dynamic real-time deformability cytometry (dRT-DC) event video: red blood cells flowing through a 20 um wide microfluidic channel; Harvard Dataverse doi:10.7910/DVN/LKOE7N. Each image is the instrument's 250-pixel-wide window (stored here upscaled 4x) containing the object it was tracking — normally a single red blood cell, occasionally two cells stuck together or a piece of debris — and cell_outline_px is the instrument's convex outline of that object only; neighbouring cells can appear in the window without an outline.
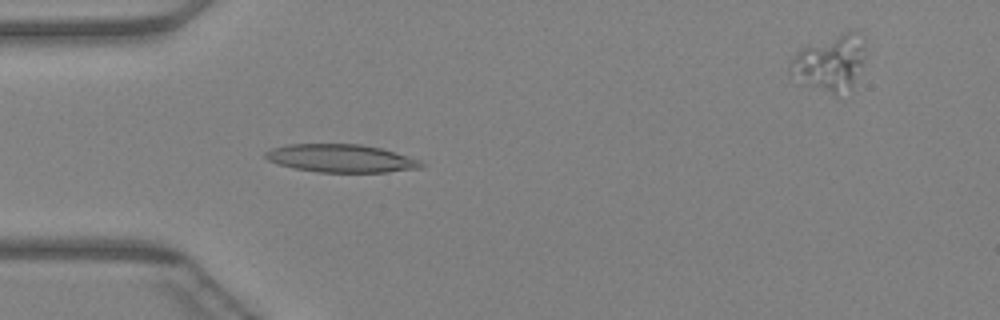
{"species": "Egyptian fruit bat (a non-hibernating species)", "species_latin": "Rousettus aegyptiacus", "temperature_condition": "warm", "stored_images_in_passage": 40, "camera_frame_rate_fps": 3000, "um_per_image_px": 0.085, "animal": {"sex": "female"}, "frame": {"image": 1, "passage_image": 7, "time_ms": 2.0, "image_size_px": [1000, 320], "cell_outline_px": [[424, 168], [388, 172], [316, 172], [296, 168], [280, 164], [268, 160], [264, 156], [264, 152], [272, 148], [288, 144], [360, 144], [380, 148], [420, 160], [424, 164]], "centroid_in_image_um": [29.0, 13.46], "position_along_channel_um": 56.0, "area_um2": 25.32}}
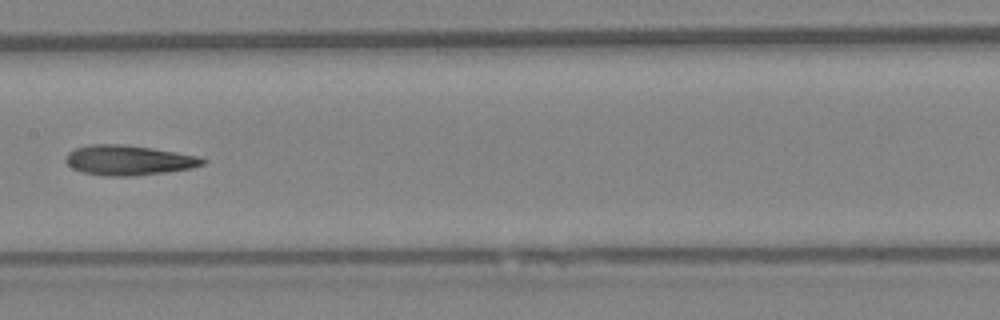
{"frame": {"image": 2, "passage_image": 17, "time_ms": 5.333, "image_size_px": [1000, 320], "cell_outline_px": [[208, 160], [204, 164], [192, 168], [168, 172], [132, 176], [104, 176], [84, 172], [72, 168], [64, 160], [68, 152], [76, 148], [92, 144], [120, 144], [152, 148], [176, 152], [196, 156]], "centroid_in_image_um": [10.93, 13.62], "position_along_channel_um": 196.5, "area_um2": 23.87}}
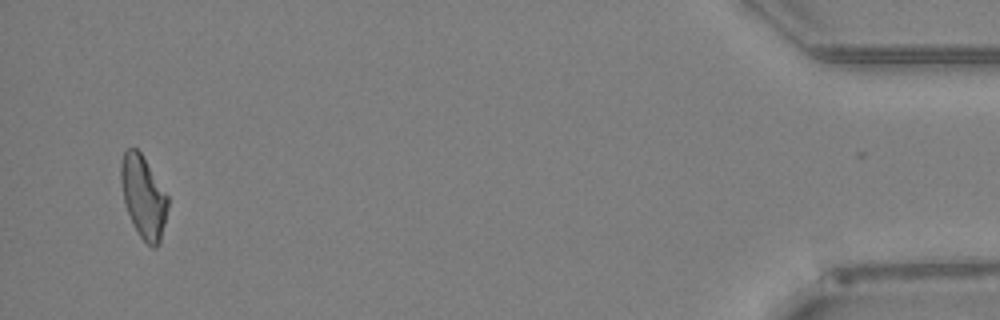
{"frame": {"image": 3, "passage_image": 38, "time_ms": 12.333, "image_size_px": [1000, 320], "cell_outline_px": [[168, 204], [160, 244], [156, 248], [152, 248], [140, 236], [128, 212], [124, 200], [120, 180], [120, 160], [124, 152], [128, 148], [136, 148], [140, 152], [168, 196]], "centroid_in_image_um": [12.18, 16.72], "position_along_channel_um": 423.0, "area_um2": 22.14}}